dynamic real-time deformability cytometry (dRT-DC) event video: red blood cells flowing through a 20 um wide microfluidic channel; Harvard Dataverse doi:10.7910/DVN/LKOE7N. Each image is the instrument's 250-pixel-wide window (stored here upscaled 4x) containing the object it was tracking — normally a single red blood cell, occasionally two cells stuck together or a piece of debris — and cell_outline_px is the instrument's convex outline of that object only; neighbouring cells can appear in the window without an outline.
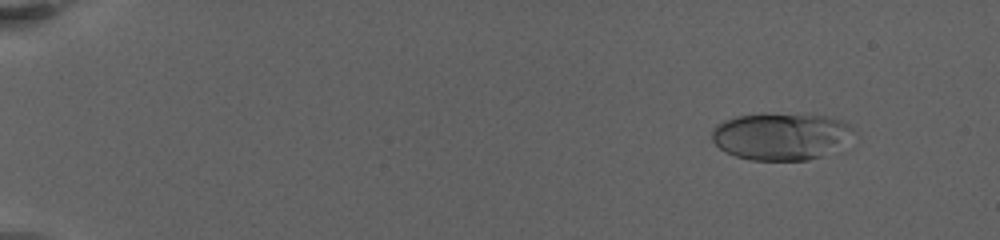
{"species": "human", "species_latin": "Homo sapiens", "temperature_condition": "warm", "stored_images_in_passage": 70, "camera_frame_rate_fps": 3000, "um_per_image_px": 0.085, "donor": {"sex": "female"}, "frame": {"image": 1, "passage_image": 7, "time_ms": 2.333, "image_size_px": [1000, 240], "cell_outline_px": [[860, 136], [820, 156], [808, 160], [752, 160], [736, 156], [720, 148], [712, 140], [712, 128], [716, 124], [724, 120], [736, 116], [764, 112], [824, 116], [844, 120], [856, 128]], "centroid_in_image_um": [66.45, 11.55], "position_along_channel_um": 18.5, "area_um2": 39.77}}
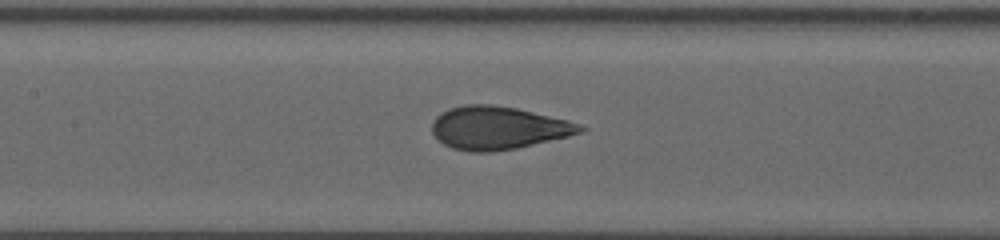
{"frame": {"image": 2, "passage_image": 30, "time_ms": 11.333, "image_size_px": [1000, 240], "cell_outline_px": [[588, 128], [580, 132], [568, 136], [516, 148], [488, 152], [472, 152], [452, 148], [444, 144], [432, 132], [432, 124], [436, 116], [440, 112], [448, 108], [464, 104], [492, 104], [516, 108], [568, 120]], "centroid_in_image_um": [42.31, 10.86], "position_along_channel_um": 165.1, "area_um2": 36.93}}
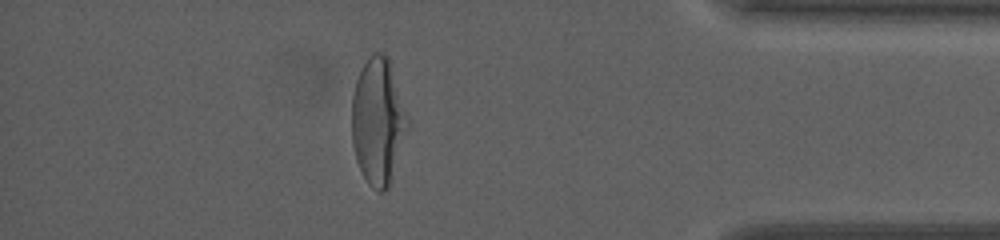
{"frame": {"image": 3, "passage_image": 56, "time_ms": 19.667, "image_size_px": [1000, 240], "cell_outline_px": [[408, 128], [388, 188], [384, 192], [380, 192], [372, 188], [368, 184], [356, 160], [352, 144], [352, 96], [356, 80], [364, 64], [372, 52], [384, 52], [388, 56], [408, 124]], "centroid_in_image_um": [32.1, 10.33], "position_along_channel_um": 403.1, "area_um2": 40.4}, "authors_computed_cell_mechanics": {"area_um2": 37.9168, "velocity_mm_per_s": 3.1996, "shape_relaxation_time_tau1_ms": 4.4011, "shape_relaxation_time_tau2_ms": null, "deformation_change_tau1": 0.1986, "deformation_change_tau2": null}}